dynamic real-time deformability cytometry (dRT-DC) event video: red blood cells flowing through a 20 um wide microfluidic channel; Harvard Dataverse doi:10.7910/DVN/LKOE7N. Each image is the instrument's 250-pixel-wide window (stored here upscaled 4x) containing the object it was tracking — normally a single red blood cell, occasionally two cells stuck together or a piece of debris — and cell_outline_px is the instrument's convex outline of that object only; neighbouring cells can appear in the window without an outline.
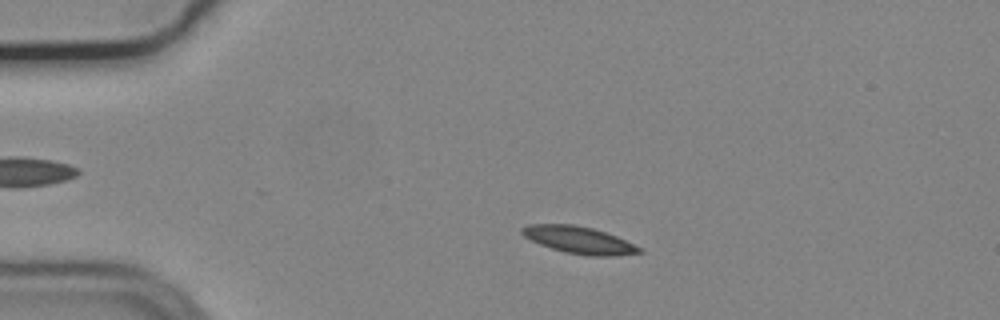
{"species": "common noctule bat (a hibernating species)", "species_latin": "Nyctalus noctula", "temperature_condition": "cold", "stored_images_in_passage": 49, "camera_frame_rate_fps": 3000, "um_per_image_px": 0.085, "animal": {"sex": "male", "body_mass_g": 19.2, "forearm_length_mm": 51.8}, "frame": {"image": 1, "passage_image": 6, "time_ms": 1.667, "image_size_px": [1000, 320], "cell_outline_px": [[644, 252], [612, 256], [588, 256], [564, 252], [540, 244], [524, 236], [520, 232], [520, 228], [528, 224], [572, 224], [592, 228], [616, 236], [644, 248]], "centroid_in_image_um": [49.23, 20.4], "position_along_channel_um": 35.8, "area_um2": 18.55}}
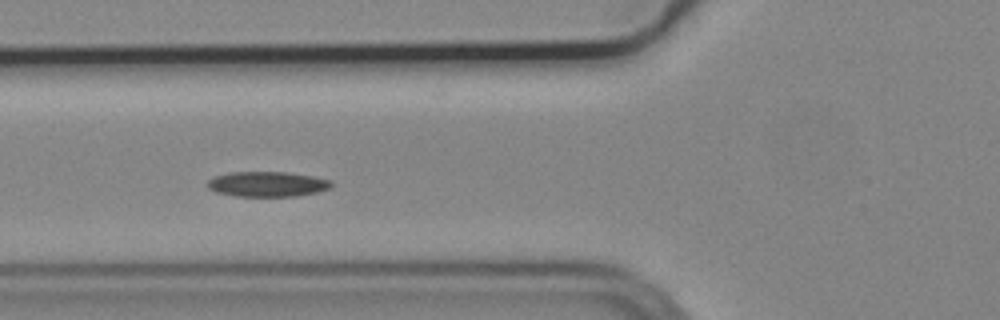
{"frame": {"image": 2, "passage_image": 15, "time_ms": 4.667, "image_size_px": [1000, 320], "cell_outline_px": [[332, 184], [328, 188], [316, 192], [296, 196], [236, 196], [216, 192], [208, 188], [208, 180], [216, 176], [228, 172], [284, 172], [312, 176], [332, 180]], "centroid_in_image_um": [22.7, 15.65], "position_along_channel_um": 103.1, "area_um2": 17.98}}
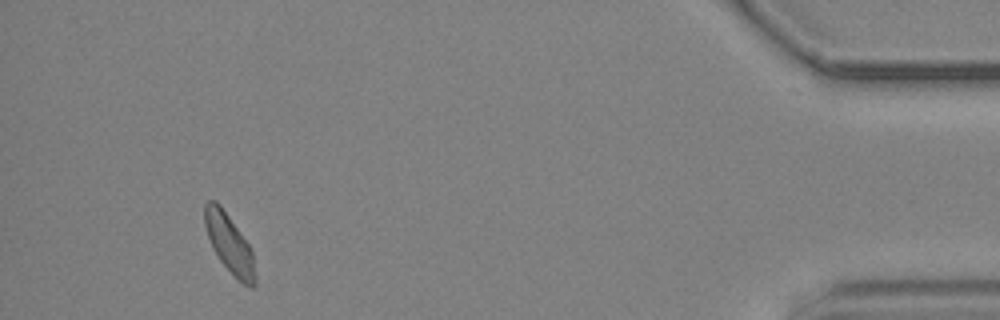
{"frame": {"image": 3, "passage_image": 46, "time_ms": 15.0, "image_size_px": [1000, 320], "cell_outline_px": [[256, 284], [252, 288], [248, 288], [220, 260], [212, 248], [204, 224], [204, 204], [208, 200], [216, 200], [220, 204], [248, 244], [252, 252], [256, 280]], "centroid_in_image_um": [19.48, 20.68], "position_along_channel_um": 415.7, "area_um2": 16.94}, "authors_computed_cell_mechanics": {"area_um2": 17.6868, "velocity_mm_per_s": 3.6976, "shape_relaxation_time_tau1_ms": 5.6015, "shape_relaxation_time_tau2_ms": null, "deformation_change_tau1": 0.1019, "deformation_change_tau2": null}}